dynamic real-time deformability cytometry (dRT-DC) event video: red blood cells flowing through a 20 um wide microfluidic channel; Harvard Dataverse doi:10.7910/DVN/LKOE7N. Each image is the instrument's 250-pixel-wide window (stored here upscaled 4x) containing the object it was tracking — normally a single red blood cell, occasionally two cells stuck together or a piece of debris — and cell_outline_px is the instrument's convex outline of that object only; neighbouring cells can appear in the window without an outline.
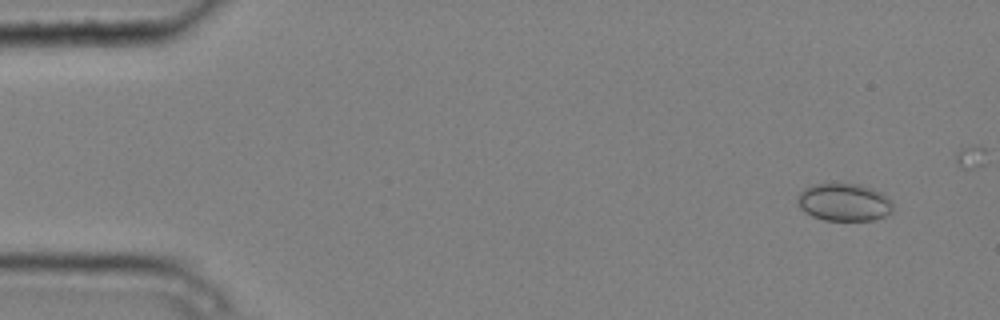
{"species": "common noctule bat (a hibernating species)", "species_latin": "Nyctalus noctula", "temperature_condition": "cold", "stored_images_in_passage": 5, "camera_frame_rate_fps": 3000, "um_per_image_px": 0.085, "animal": {"sex": "male", "body_mass_g": 20.4}, "frame": {"image": 1, "passage_image": 1, "time_ms": 0.0, "image_size_px": [1000, 320], "cell_outline_px": [[892, 212], [884, 216], [872, 220], [824, 220], [812, 216], [804, 212], [800, 208], [796, 200], [800, 192], [804, 188], [816, 184], [860, 184], [872, 188], [880, 192], [892, 200]], "centroid_in_image_um": [71.74, 17.19], "position_along_channel_um": 13.3, "area_um2": 20.92}}
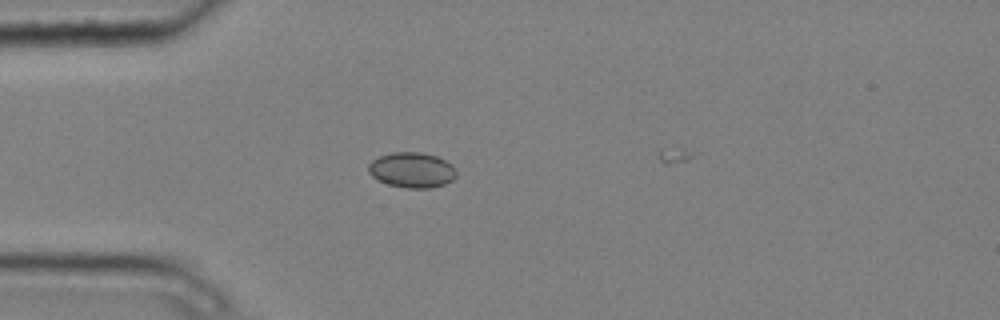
{"frame": {"image": 2, "passage_image": 4, "time_ms": 1.0, "image_size_px": [1000, 320], "cell_outline_px": [[456, 176], [452, 180], [444, 184], [428, 188], [408, 188], [388, 184], [376, 180], [368, 172], [368, 164], [372, 160], [380, 156], [392, 152], [420, 152], [436, 156], [452, 164], [456, 168]], "centroid_in_image_um": [35.0, 14.45], "position_along_channel_um": 50.0, "area_um2": 18.15}}